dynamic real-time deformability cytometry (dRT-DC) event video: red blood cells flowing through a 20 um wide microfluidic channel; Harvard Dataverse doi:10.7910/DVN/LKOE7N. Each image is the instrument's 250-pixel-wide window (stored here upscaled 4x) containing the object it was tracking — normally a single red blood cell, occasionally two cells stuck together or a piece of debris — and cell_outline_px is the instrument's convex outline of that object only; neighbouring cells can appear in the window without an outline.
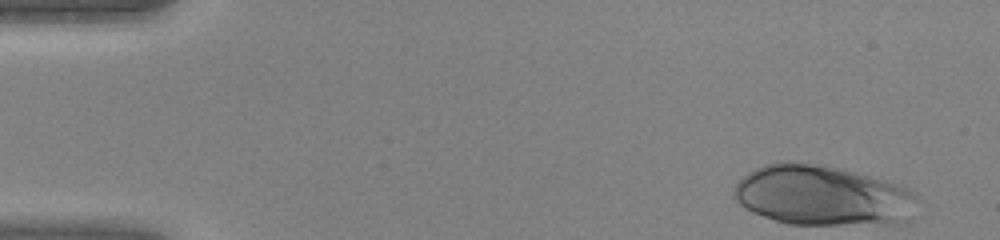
{"species": "human", "species_latin": "Homo sapiens", "temperature_condition": "warm", "stored_images_in_passage": 42, "camera_frame_rate_fps": 3000, "um_per_image_px": 0.085, "donor": {"sex": "female"}, "frame": {"image": 1, "passage_image": 1, "time_ms": 0.0, "image_size_px": [1000, 240], "cell_outline_px": [[916, 196], [896, 224], [788, 224], [752, 212], [744, 208], [736, 200], [736, 184], [748, 172], [764, 164], [780, 160], [840, 168], [904, 184]], "centroid_in_image_um": [69.82, 16.59], "position_along_channel_um": 15.2, "area_um2": 63.23}}
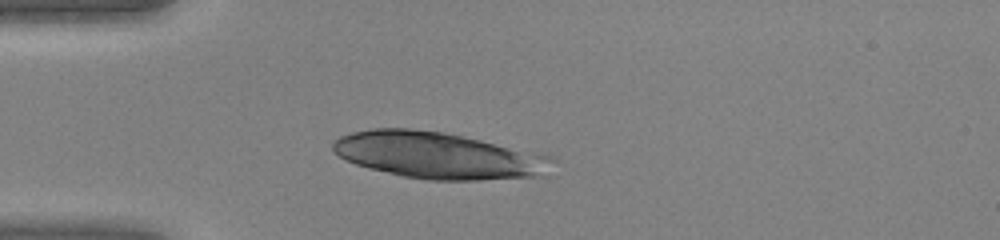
{"frame": {"image": 2, "passage_image": 10, "time_ms": 3.0, "image_size_px": [1000, 240], "cell_outline_px": [[556, 160], [540, 176], [480, 180], [428, 180], [404, 176], [368, 168], [344, 160], [332, 148], [332, 144], [340, 136], [352, 132], [372, 128], [412, 128], [444, 132], [536, 152], [552, 156]], "centroid_in_image_um": [37.23, 13.2], "position_along_channel_um": 47.8, "area_um2": 59.3}}